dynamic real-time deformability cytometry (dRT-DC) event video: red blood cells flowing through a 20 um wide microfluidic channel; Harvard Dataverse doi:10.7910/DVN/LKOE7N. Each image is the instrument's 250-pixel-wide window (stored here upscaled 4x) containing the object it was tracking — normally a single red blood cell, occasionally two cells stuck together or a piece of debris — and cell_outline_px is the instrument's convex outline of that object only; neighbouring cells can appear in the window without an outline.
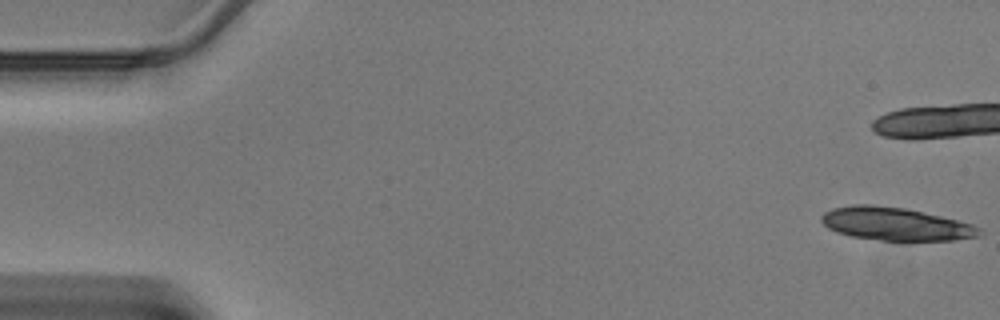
{"species": "Egyptian fruit bat (a non-hibernating species)", "species_latin": "Rousettus aegyptiacus", "temperature_condition": "warm", "stored_images_in_passage": 13, "camera_frame_rate_fps": 3000, "um_per_image_px": 0.085, "animal": {"sex": "male"}, "frame": {"image": 1, "passage_image": 1, "time_ms": 0.0, "image_size_px": [1000, 320], "cell_outline_px": [[984, 232], [980, 236], [952, 240], [884, 240], [852, 236], [836, 232], [828, 228], [820, 220], [820, 216], [824, 212], [832, 208], [852, 204], [872, 204], [904, 208], [940, 216], [972, 224], [980, 228]], "centroid_in_image_um": [76.09, 19.02], "position_along_channel_um": 8.9, "area_um2": 30.23}}